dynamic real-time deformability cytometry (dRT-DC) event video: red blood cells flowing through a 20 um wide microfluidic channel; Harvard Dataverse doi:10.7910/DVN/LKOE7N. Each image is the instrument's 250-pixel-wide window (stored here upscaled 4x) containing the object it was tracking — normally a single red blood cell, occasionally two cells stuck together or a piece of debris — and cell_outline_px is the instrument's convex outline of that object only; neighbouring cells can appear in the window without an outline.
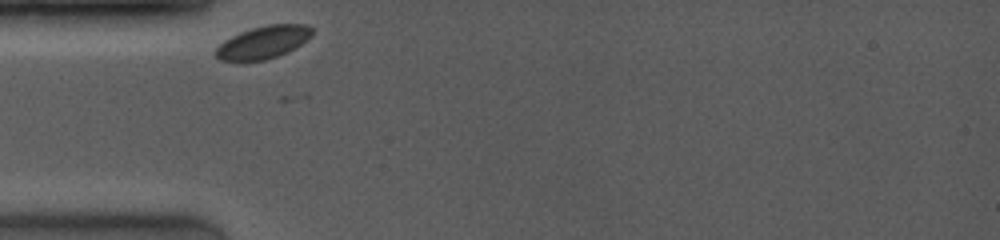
{"species": "common noctule bat (a hibernating species)", "species_latin": "Nyctalus noctula", "temperature_condition": "room temperature", "stored_images_in_passage": 4, "camera_frame_rate_fps": 4000, "um_per_image_px": 0.085, "animal": {"sex": "female", "body_mass_g": 19.0, "forearm_length_mm": 53.3}, "frame": {"image": 1, "passage_image": 1, "time_ms": 0.0, "image_size_px": [1000, 240], "cell_outline_px": [[312, 36], [288, 52], [264, 60], [240, 64], [220, 60], [216, 56], [216, 48], [224, 40], [240, 32], [252, 28], [268, 24], [304, 24], [312, 28]], "centroid_in_image_um": [22.32, 3.63], "position_along_channel_um": 62.7, "area_um2": 18.67}}